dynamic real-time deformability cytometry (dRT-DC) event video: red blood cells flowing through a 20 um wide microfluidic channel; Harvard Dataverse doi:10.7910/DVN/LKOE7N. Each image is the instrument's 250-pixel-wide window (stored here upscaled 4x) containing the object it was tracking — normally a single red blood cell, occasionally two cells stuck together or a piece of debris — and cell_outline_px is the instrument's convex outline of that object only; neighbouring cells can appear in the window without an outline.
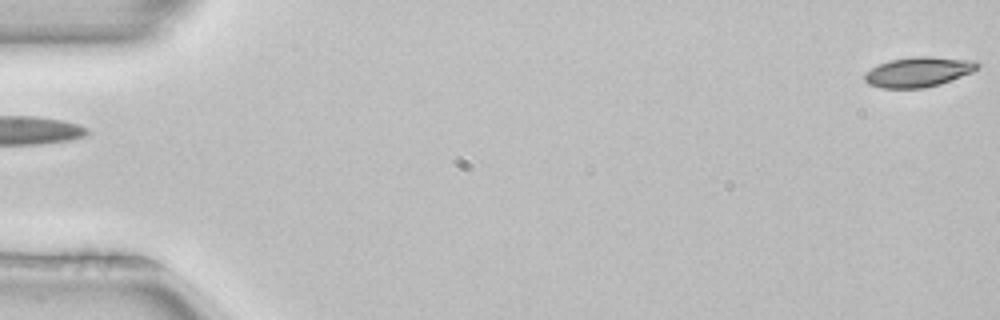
{"species": "common noctule bat (a hibernating species)", "species_latin": "Nyctalus noctula", "temperature_condition": "room temperature", "stored_images_in_passage": 5, "segment_of_instrument_passage": [2, 2], "camera_frame_rate_fps": 3000, "um_per_image_px": 0.085, "animal": {"sex": "female", "body_mass_g": 22.7, "forearm_length_mm": 54.2}, "frame": {"image": 1, "passage_image": 5, "time_ms": 1.333, "image_size_px": [1000, 320], "cell_outline_px": [[984, 64], [972, 72], [940, 84], [924, 88], [880, 88], [868, 84], [864, 80], [864, 72], [888, 60], [912, 56], [932, 56], [976, 60]], "centroid_in_image_um": [78.09, 6.1], "position_along_channel_um": 6.9, "area_um2": 20.06}}